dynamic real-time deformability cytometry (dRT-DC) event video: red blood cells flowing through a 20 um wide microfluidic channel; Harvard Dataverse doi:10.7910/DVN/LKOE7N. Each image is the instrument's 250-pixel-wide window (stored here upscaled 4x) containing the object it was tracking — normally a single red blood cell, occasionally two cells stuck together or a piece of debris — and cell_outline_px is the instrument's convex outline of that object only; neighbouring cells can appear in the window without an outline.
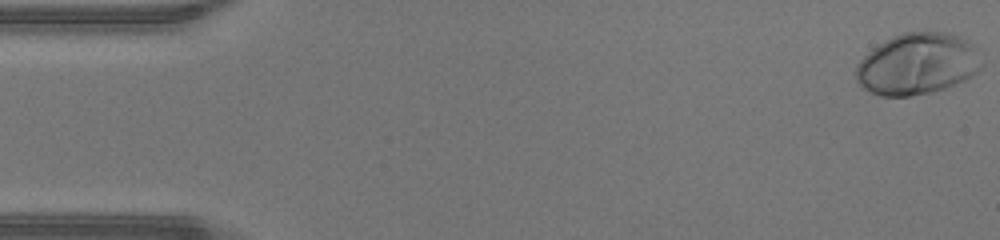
{"species": "human", "species_latin": "Homo sapiens", "temperature_condition": "warm", "stored_images_in_passage": 48, "camera_frame_rate_fps": 3000, "um_per_image_px": 0.085, "donor": {"sex": "male"}, "frame": {"image": 1, "passage_image": 1, "time_ms": 0.0, "image_size_px": [1000, 240], "cell_outline_px": [[984, 68], [972, 76], [964, 80], [944, 88], [932, 92], [912, 96], [880, 96], [860, 88], [856, 80], [856, 64], [872, 48], [892, 36], [904, 32], [944, 32], [960, 36], [968, 40], [980, 48], [984, 64]], "centroid_in_image_um": [78.02, 5.43], "position_along_channel_um": 7.0, "area_um2": 45.89}}
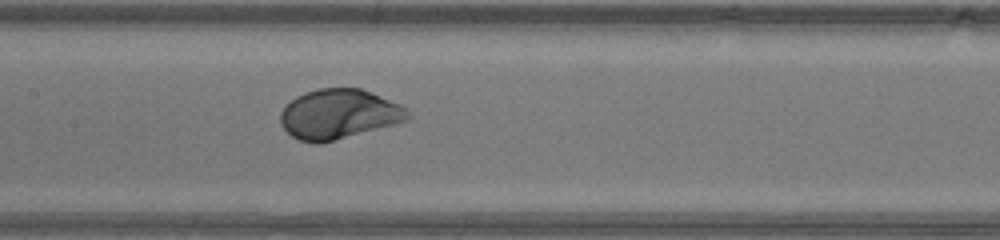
{"frame": {"image": 2, "passage_image": 23, "time_ms": 7.333, "image_size_px": [1000, 240], "cell_outline_px": [[412, 116], [408, 120], [396, 124], [320, 144], [316, 144], [300, 140], [292, 136], [280, 124], [280, 112], [296, 96], [304, 92], [320, 88], [360, 88], [400, 104], [408, 108]], "centroid_in_image_um": [28.82, 9.71], "position_along_channel_um": 178.6, "area_um2": 36.99}}
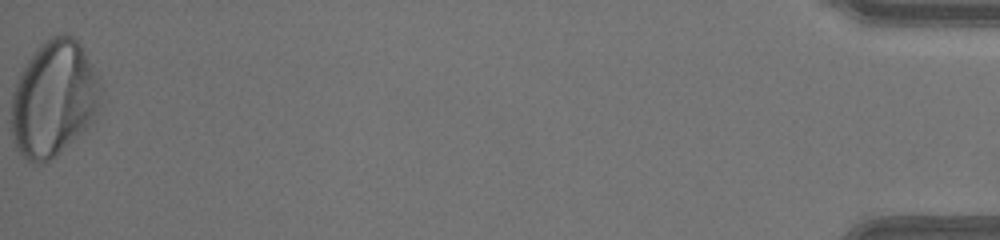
{"frame": {"image": 3, "passage_image": 48, "time_ms": 15.667, "image_size_px": [1000, 240], "cell_outline_px": [[100, 112], [84, 132], [56, 156], [40, 164], [36, 164], [28, 160], [16, 148], [12, 132], [12, 92], [16, 80], [20, 72], [36, 48], [44, 40], [60, 32], [64, 32], [72, 36], [80, 44], [100, 84]], "centroid_in_image_um": [4.57, 8.39], "position_along_channel_um": 430.6, "area_um2": 60.46}, "authors_computed_cell_mechanics": {"area_um2": 39.3329, "velocity_mm_per_s": 4.3526, "shape_relaxation_time_tau1_ms": 2.5091, "shape_relaxation_time_tau2_ms": null, "deformation_change_tau1": 0.1804, "deformation_change_tau2": null}}